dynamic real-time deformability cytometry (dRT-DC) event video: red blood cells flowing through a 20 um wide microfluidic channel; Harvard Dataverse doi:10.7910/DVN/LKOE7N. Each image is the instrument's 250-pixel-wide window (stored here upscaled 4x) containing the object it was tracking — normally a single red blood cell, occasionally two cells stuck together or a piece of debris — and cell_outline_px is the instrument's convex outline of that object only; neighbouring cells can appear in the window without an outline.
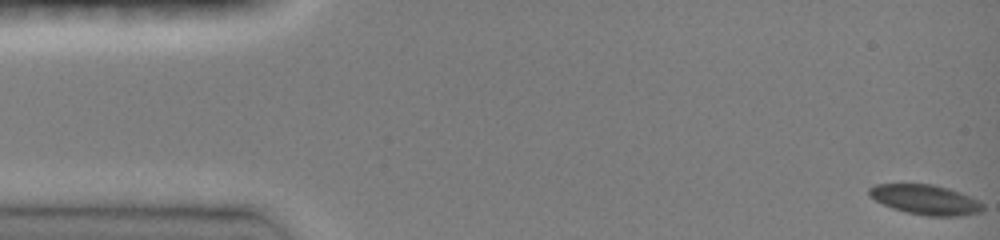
{"species": "common noctule bat (a hibernating species)", "species_latin": "Nyctalus noctula", "temperature_condition": "room temperature", "stored_images_in_passage": 47, "camera_frame_rate_fps": 3000, "um_per_image_px": 0.085, "animal": {"sex": "female", "body_mass_g": 19.0, "forearm_length_mm": 51.5}, "frame": {"image": 1, "passage_image": 1, "time_ms": 0.0, "image_size_px": [1000, 240], "cell_outline_px": [[984, 212], [960, 216], [928, 216], [908, 212], [892, 208], [868, 196], [868, 188], [876, 184], [932, 184], [948, 188], [960, 192], [984, 204]], "centroid_in_image_um": [78.68, 16.97], "position_along_channel_um": 6.3, "area_um2": 19.77}}
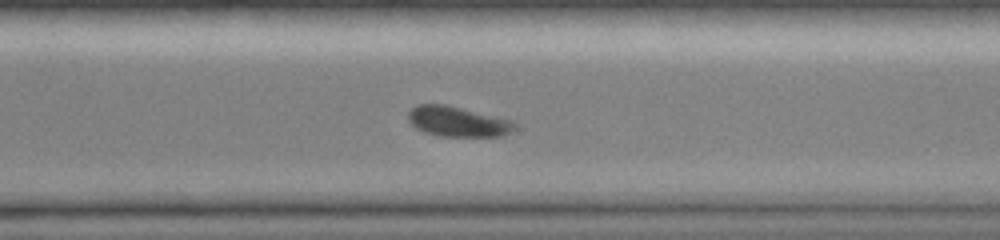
{"frame": {"image": 2, "passage_image": 34, "time_ms": 11.0, "image_size_px": [1000, 240], "cell_outline_px": [[516, 128], [500, 136], [440, 136], [424, 132], [416, 128], [408, 120], [408, 112], [416, 104], [444, 104], [516, 120]], "centroid_in_image_um": [38.92, 10.32], "position_along_channel_um": 331.7, "area_um2": 18.84}}
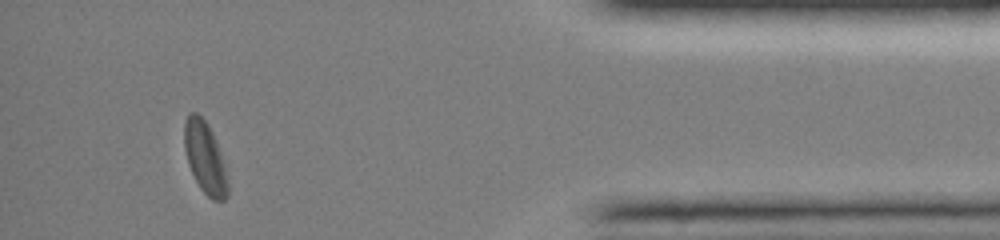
{"frame": {"image": 3, "passage_image": 43, "time_ms": 14.0, "image_size_px": [1000, 240], "cell_outline_px": [[228, 196], [224, 200], [212, 200], [200, 188], [188, 164], [184, 148], [184, 120], [188, 112], [196, 112], [208, 124], [216, 140], [220, 152], [228, 184]], "centroid_in_image_um": [17.4, 13.38], "position_along_channel_um": 417.8, "area_um2": 18.03}, "authors_computed_cell_mechanics": {"area_um2": 19.7098, "velocity_mm_per_s": 4.1038, "shape_relaxation_time_tau1_ms": 3.9052, "shape_relaxation_time_tau2_ms": 10.9642, "deformation_change_tau1": 0.0898, "deformation_change_tau2": 0.1479}}